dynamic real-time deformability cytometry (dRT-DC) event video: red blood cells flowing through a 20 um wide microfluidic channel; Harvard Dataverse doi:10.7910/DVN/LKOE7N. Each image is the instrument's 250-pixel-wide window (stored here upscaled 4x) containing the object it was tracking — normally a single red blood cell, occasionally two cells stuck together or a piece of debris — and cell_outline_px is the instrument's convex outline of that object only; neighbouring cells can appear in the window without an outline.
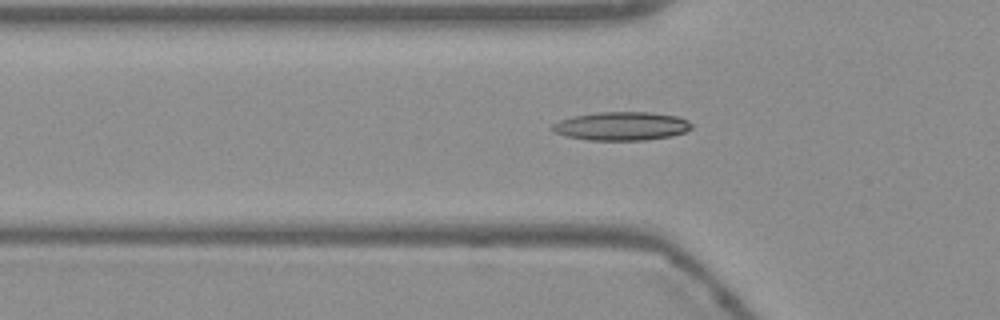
{"species": "Egyptian fruit bat (a non-hibernating species)", "species_latin": "Rousettus aegyptiacus", "temperature_condition": "warm", "stored_images_in_passage": 49, "camera_frame_rate_fps": 3000, "um_per_image_px": 0.085, "frame": {"image": 1, "passage_image": 18, "time_ms": 5.667, "image_size_px": [1000, 320], "cell_outline_px": [[692, 128], [684, 132], [672, 136], [648, 140], [588, 140], [564, 136], [552, 132], [552, 124], [560, 120], [572, 116], [600, 112], [652, 112], [676, 116], [688, 120], [692, 124]], "centroid_in_image_um": [52.82, 10.72], "position_along_channel_um": 73.0, "area_um2": 23.35}}
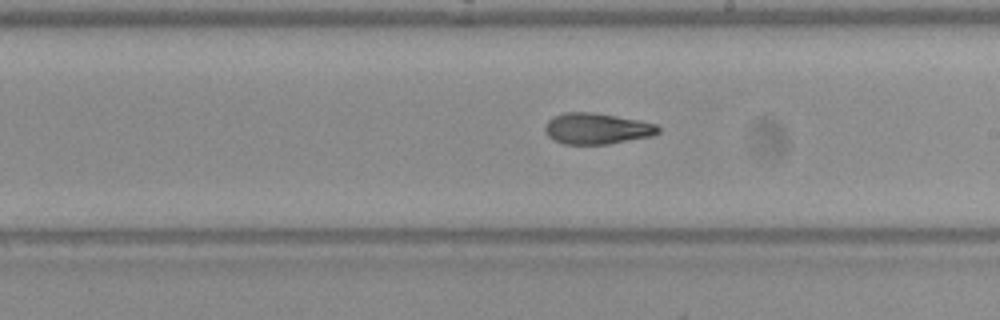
{"frame": {"image": 2, "passage_image": 31, "time_ms": 10.0, "image_size_px": [1000, 320], "cell_outline_px": [[660, 132], [652, 136], [608, 144], [564, 144], [552, 140], [548, 136], [544, 128], [548, 120], [552, 116], [564, 112], [592, 112], [616, 116], [656, 124], [660, 128]], "centroid_in_image_um": [50.7, 10.93], "position_along_channel_um": 238.3, "area_um2": 20.52}}
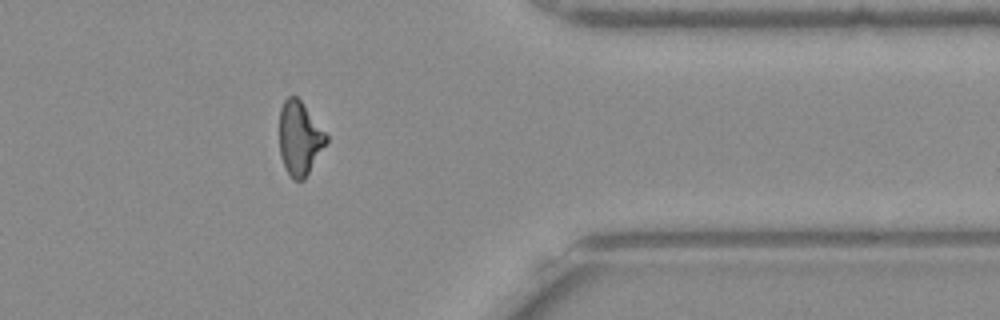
{"frame": {"image": 3, "passage_image": 44, "time_ms": 14.333, "image_size_px": [1000, 320], "cell_outline_px": [[328, 144], [304, 180], [292, 180], [280, 156], [280, 108], [284, 100], [288, 96], [296, 96], [300, 100], [328, 136]], "centroid_in_image_um": [25.49, 11.78], "position_along_channel_um": 385.9, "area_um2": 20.17}, "authors_computed_cell_mechanics": {"area_um2": 21.0392, "velocity_mm_per_s": 3.7847, "shape_relaxation_time_tau1_ms": 10.8569, "shape_relaxation_time_tau2_ms": 3.0857, "deformation_change_tau1": 0.2519, "deformation_change_tau2": 0.1174}}